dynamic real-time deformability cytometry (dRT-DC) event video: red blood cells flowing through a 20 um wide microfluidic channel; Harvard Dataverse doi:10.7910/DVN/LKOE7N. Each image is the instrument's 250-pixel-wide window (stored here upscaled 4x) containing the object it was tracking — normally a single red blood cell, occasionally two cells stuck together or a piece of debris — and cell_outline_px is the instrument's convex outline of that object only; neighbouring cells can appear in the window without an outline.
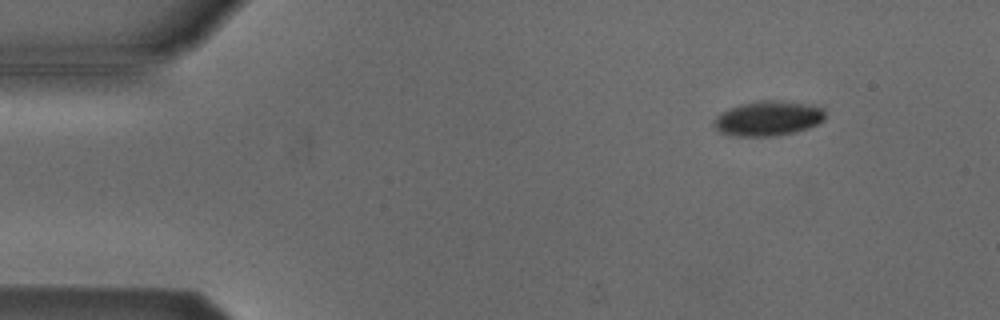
{"species": "Egyptian fruit bat (a non-hibernating species)", "species_latin": "Rousettus aegyptiacus", "temperature_condition": "cold", "stored_images_in_passage": 48, "camera_frame_rate_fps": 3000, "um_per_image_px": 0.085, "animal": {"sex": "male"}, "frame": {"image": 1, "passage_image": 1, "time_ms": 0.0, "image_size_px": [1000, 320], "cell_outline_px": [[824, 120], [808, 128], [796, 132], [776, 136], [736, 136], [720, 132], [712, 124], [712, 120], [716, 116], [728, 108], [760, 100], [772, 100], [804, 104], [824, 108]], "centroid_in_image_um": [65.26, 10.08], "position_along_channel_um": 19.7, "area_um2": 22.43}}
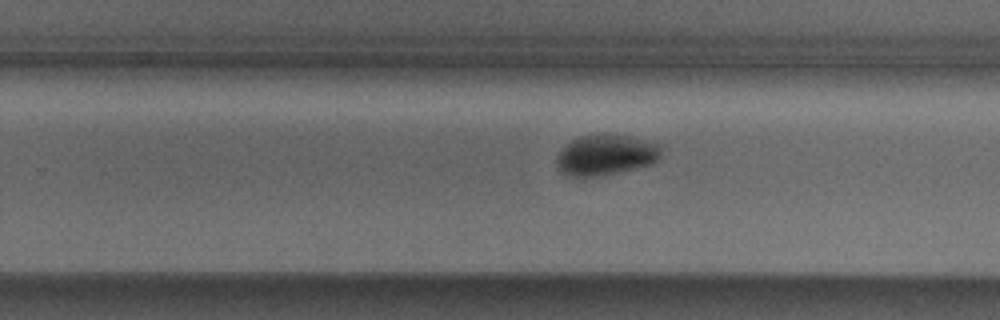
{"frame": {"image": 2, "passage_image": 28, "time_ms": 9.0, "image_size_px": [1000, 320], "cell_outline_px": [[660, 156], [652, 164], [616, 172], [596, 176], [564, 176], [556, 168], [556, 156], [564, 144], [580, 136], [600, 132], [628, 136], [656, 144], [660, 148]], "centroid_in_image_um": [51.38, 13.15], "position_along_channel_um": 278.4, "area_um2": 24.85}}
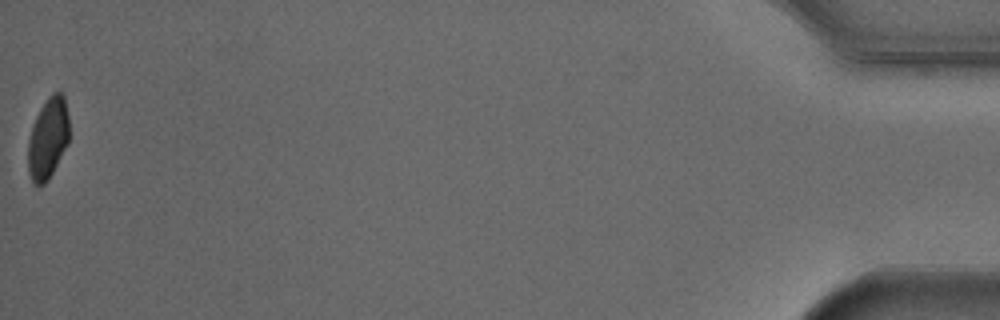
{"frame": {"image": 3, "passage_image": 48, "time_ms": 15.667, "image_size_px": [1000, 320], "cell_outline_px": [[68, 144], [48, 180], [44, 184], [32, 184], [28, 172], [28, 140], [36, 116], [40, 108], [48, 96], [52, 92], [60, 92], [64, 96], [68, 116]], "centroid_in_image_um": [4.07, 11.77], "position_along_channel_um": 431.1, "area_um2": 19.42}, "authors_computed_cell_mechanics": {"area_um2": 24.0159, "velocity_mm_per_s": 3.8456, "shape_relaxation_time_tau1_ms": 3.1225, "shape_relaxation_time_tau2_ms": null, "deformation_change_tau1": 0.0898, "deformation_change_tau2": null}}